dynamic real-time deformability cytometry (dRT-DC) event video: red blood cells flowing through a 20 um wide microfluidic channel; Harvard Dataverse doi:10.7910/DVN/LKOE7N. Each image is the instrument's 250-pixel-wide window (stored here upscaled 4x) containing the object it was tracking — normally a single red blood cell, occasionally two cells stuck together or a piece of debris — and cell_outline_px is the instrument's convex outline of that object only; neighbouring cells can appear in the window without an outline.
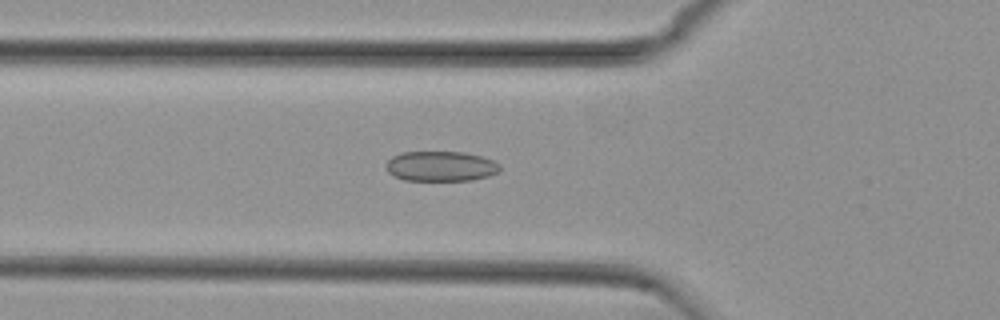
{"species": "common noctule bat (a hibernating species)", "species_latin": "Nyctalus noctula", "temperature_condition": "cold", "stored_images_in_passage": 54, "camera_frame_rate_fps": 3000, "um_per_image_px": 0.085, "animal": {"sex": "female", "body_mass_g": 29.2, "forearm_length_mm": 56.3}, "frame": {"image": 1, "passage_image": 18, "time_ms": 5.667, "image_size_px": [1000, 320], "cell_outline_px": [[500, 168], [496, 172], [488, 176], [472, 180], [404, 180], [392, 176], [388, 172], [388, 160], [392, 156], [400, 152], [464, 152], [480, 156], [492, 160], [500, 164]], "centroid_in_image_um": [37.45, 14.13], "position_along_channel_um": 88.4, "area_um2": 19.83}}
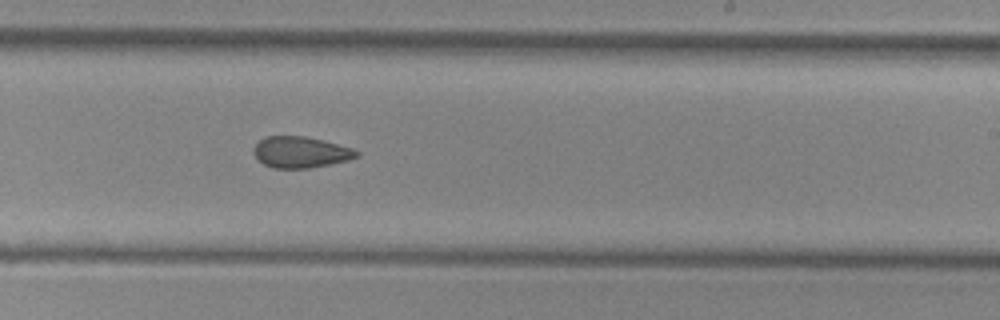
{"frame": {"image": 2, "passage_image": 32, "time_ms": 10.333, "image_size_px": [1000, 320], "cell_outline_px": [[360, 156], [348, 160], [308, 168], [272, 168], [264, 164], [252, 152], [252, 148], [260, 140], [268, 136], [304, 136], [352, 148], [360, 152]], "centroid_in_image_um": [25.54, 12.94], "position_along_channel_um": 263.5, "area_um2": 18.5}}
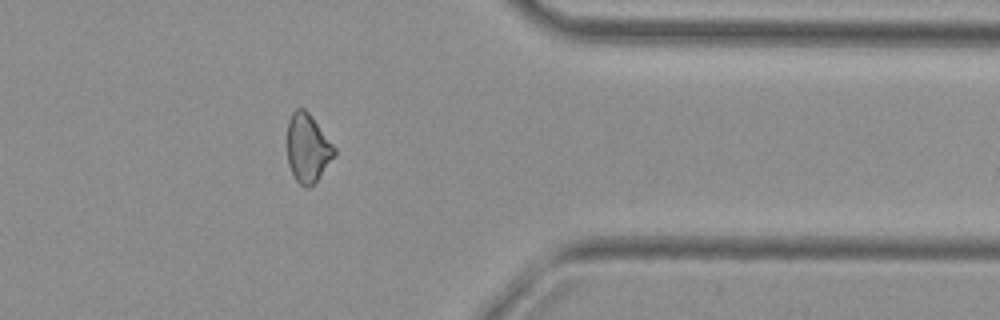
{"frame": {"image": 3, "passage_image": 43, "time_ms": 14.0, "image_size_px": [1000, 320], "cell_outline_px": [[336, 152], [316, 180], [308, 188], [300, 184], [296, 180], [288, 164], [288, 120], [292, 112], [296, 108], [304, 108], [312, 116], [336, 148]], "centroid_in_image_um": [26.14, 12.54], "position_along_channel_um": 385.3, "area_um2": 18.44}, "authors_computed_cell_mechanics": {"area_um2": 19.9699, "velocity_mm_per_s": 3.7409, "shape_relaxation_time_tau1_ms": null, "shape_relaxation_time_tau2_ms": 4.4651, "deformation_change_tau1": null, "deformation_change_tau2": 0.102}}